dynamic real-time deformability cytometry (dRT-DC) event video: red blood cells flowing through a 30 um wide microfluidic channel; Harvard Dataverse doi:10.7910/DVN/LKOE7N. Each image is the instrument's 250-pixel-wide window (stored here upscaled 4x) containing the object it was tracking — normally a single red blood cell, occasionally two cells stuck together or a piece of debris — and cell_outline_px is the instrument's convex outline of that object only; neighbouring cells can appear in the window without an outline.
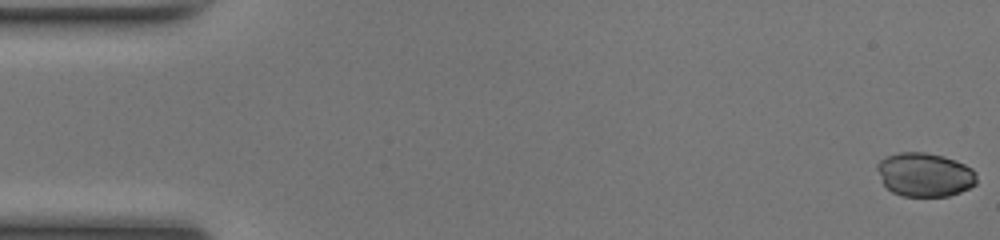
{"species": "common noctule bat (a hibernating species)", "species_latin": "Nyctalus noctula", "temperature_condition": "room temperature", "stored_images_in_passage": 46, "camera_frame_rate_fps": 3000, "um_per_image_px": 0.085, "animal": {"sex": "female", "body_mass_g": 17.0, "forearm_length_mm": 48.0}, "frame": {"image": 1, "passage_image": 1, "time_ms": 0.0, "image_size_px": [1000, 240], "cell_outline_px": [[976, 184], [960, 192], [948, 196], [900, 196], [892, 192], [884, 184], [876, 168], [876, 164], [884, 156], [900, 152], [924, 152], [944, 156], [956, 160], [972, 168], [976, 172]], "centroid_in_image_um": [78.59, 14.84], "position_along_channel_um": 6.4, "area_um2": 25.55}}
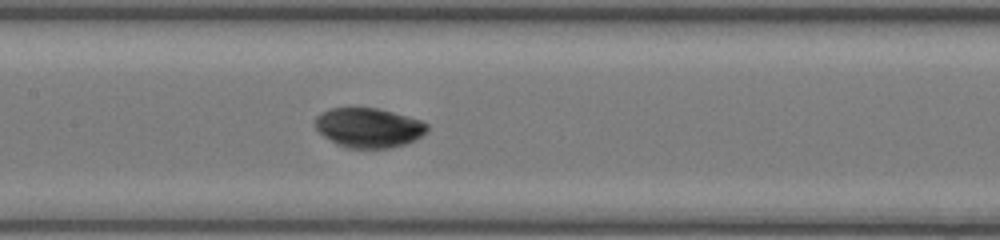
{"frame": {"image": 2, "passage_image": 24, "time_ms": 7.667, "image_size_px": [1000, 240], "cell_outline_px": [[428, 132], [416, 140], [392, 148], [344, 148], [336, 144], [324, 136], [316, 128], [316, 116], [332, 108], [376, 108], [392, 112], [420, 120], [428, 124]], "centroid_in_image_um": [31.37, 10.87], "position_along_channel_um": 176.0, "area_um2": 25.78}}
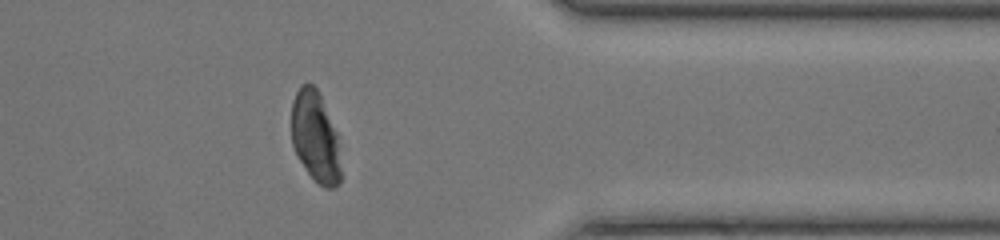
{"frame": {"image": 3, "passage_image": 40, "time_ms": 13.0, "image_size_px": [1000, 240], "cell_outline_px": [[340, 180], [332, 188], [324, 188], [308, 172], [300, 160], [292, 144], [292, 100], [296, 92], [304, 84], [312, 84], [316, 88], [320, 96], [336, 132], [340, 168]], "centroid_in_image_um": [26.78, 11.63], "position_along_channel_um": 384.6, "area_um2": 25.32}}